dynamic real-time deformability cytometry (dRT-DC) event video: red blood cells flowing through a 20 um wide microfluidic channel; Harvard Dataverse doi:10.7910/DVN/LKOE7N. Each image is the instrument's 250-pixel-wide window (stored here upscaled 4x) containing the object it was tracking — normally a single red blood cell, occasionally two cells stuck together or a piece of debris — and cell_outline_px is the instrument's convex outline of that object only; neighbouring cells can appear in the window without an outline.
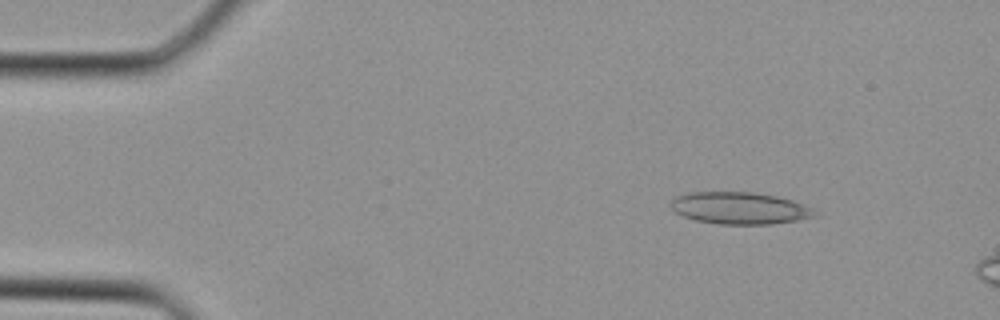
{"species": "Egyptian fruit bat (a non-hibernating species)", "species_latin": "Rousettus aegyptiacus", "temperature_condition": "cold", "stored_images_in_passage": 5, "camera_frame_rate_fps": 3000, "um_per_image_px": 0.085, "animal": {"sex": "female"}, "frame": {"image": 1, "passage_image": 1, "time_ms": 0.0, "image_size_px": [1000, 320], "cell_outline_px": [[816, 216], [800, 220], [772, 224], [720, 224], [696, 220], [672, 212], [668, 204], [676, 196], [688, 192], [756, 192], [776, 196], [792, 200], [812, 208]], "centroid_in_image_um": [62.82, 17.69], "position_along_channel_um": 22.2, "area_um2": 26.99}}